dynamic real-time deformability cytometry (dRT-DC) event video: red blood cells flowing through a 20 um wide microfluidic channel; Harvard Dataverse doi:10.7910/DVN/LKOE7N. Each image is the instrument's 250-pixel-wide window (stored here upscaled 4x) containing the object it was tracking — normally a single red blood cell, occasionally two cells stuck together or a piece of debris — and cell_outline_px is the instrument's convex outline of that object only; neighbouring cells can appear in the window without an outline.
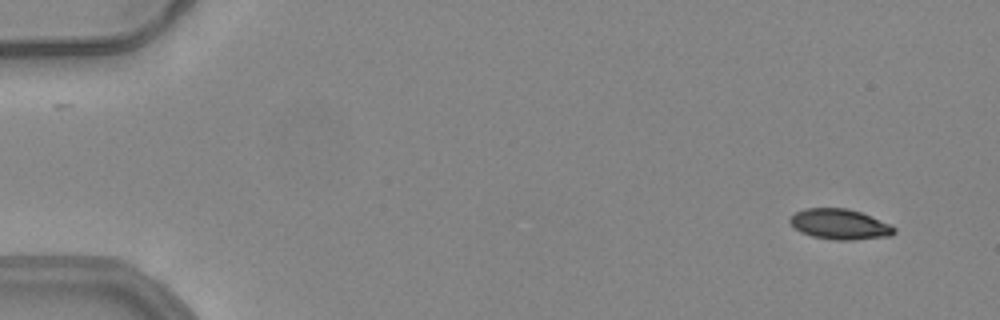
{"species": "common noctule bat (a hibernating species)", "species_latin": "Nyctalus noctula", "temperature_condition": "warm", "stored_images_in_passage": 53, "segment_of_instrument_passage": [1, 2], "camera_frame_rate_fps": 3000, "um_per_image_px": 0.085, "animal": {"sex": "female", "body_mass_g": 24.6, "forearm_length_mm": 56.2}, "frame": {"image": 1, "passage_image": 3, "time_ms": 0.667, "image_size_px": [1000, 320], "cell_outline_px": [[896, 232], [892, 236], [852, 240], [836, 240], [812, 236], [800, 232], [788, 220], [796, 212], [804, 208], [848, 208], [860, 212], [892, 224], [896, 228]], "centroid_in_image_um": [71.43, 19.06], "position_along_channel_um": 13.6, "area_um2": 18.55}}
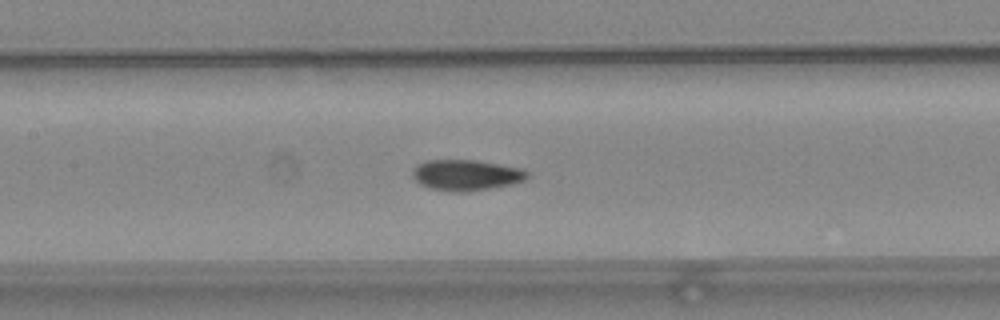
{"frame": {"image": 2, "passage_image": 25, "time_ms": 8.0, "image_size_px": [1000, 320], "cell_outline_px": [[528, 176], [524, 180], [512, 184], [468, 192], [452, 192], [428, 188], [420, 184], [412, 176], [412, 168], [416, 164], [428, 160], [476, 160], [524, 168], [528, 172]], "centroid_in_image_um": [39.61, 14.88], "position_along_channel_um": 167.8, "area_um2": 20.87}}
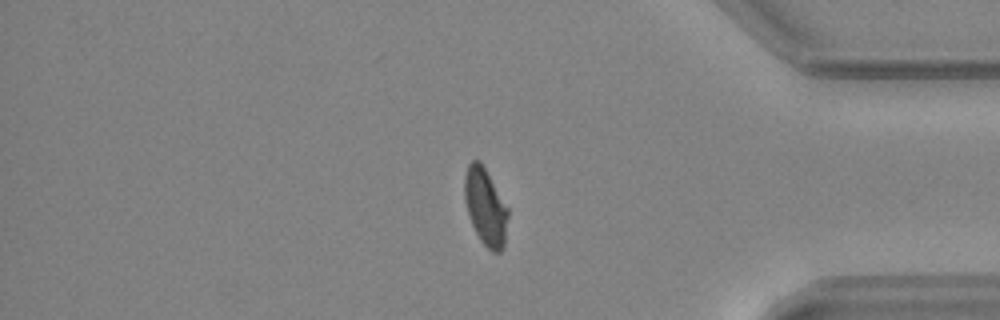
{"frame": {"image": 3, "passage_image": 44, "time_ms": 14.333, "image_size_px": [1000, 320], "cell_outline_px": [[508, 216], [504, 244], [500, 252], [492, 252], [480, 240], [472, 224], [468, 212], [464, 196], [464, 176], [468, 164], [472, 160], [480, 160], [508, 208]], "centroid_in_image_um": [41.25, 17.56], "position_along_channel_um": 393.9, "area_um2": 19.25}}